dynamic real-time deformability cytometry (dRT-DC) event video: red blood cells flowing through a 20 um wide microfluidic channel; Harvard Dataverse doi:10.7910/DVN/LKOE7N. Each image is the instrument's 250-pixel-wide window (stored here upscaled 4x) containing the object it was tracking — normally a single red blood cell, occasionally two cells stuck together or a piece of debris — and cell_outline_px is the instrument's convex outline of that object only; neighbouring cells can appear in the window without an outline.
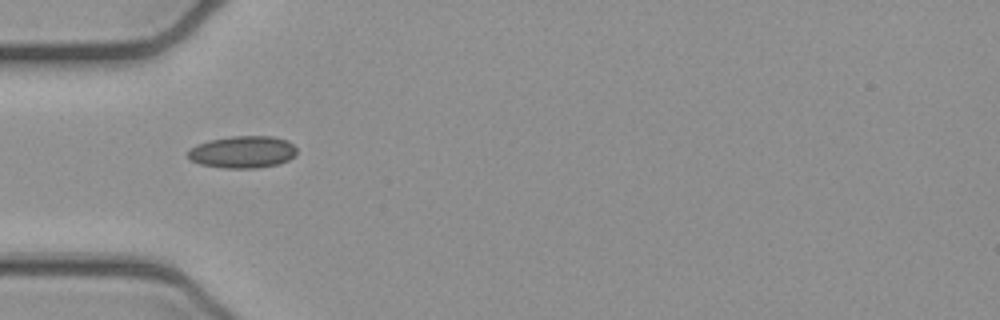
{"species": "common noctule bat (a hibernating species)", "species_latin": "Nyctalus noctula", "temperature_condition": "cold", "stored_images_in_passage": 5, "camera_frame_rate_fps": 3000, "um_per_image_px": 0.085, "animal": {"sex": "female", "body_mass_g": 21.9}, "frame": {"image": 1, "passage_image": 2, "time_ms": 0.333, "image_size_px": [1000, 320], "cell_outline_px": [[296, 152], [288, 160], [280, 164], [256, 168], [224, 168], [200, 164], [192, 160], [188, 156], [188, 148], [196, 144], [208, 140], [232, 136], [272, 136], [288, 140], [296, 148]], "centroid_in_image_um": [20.61, 12.91], "position_along_channel_um": 64.4, "area_um2": 20.46}}
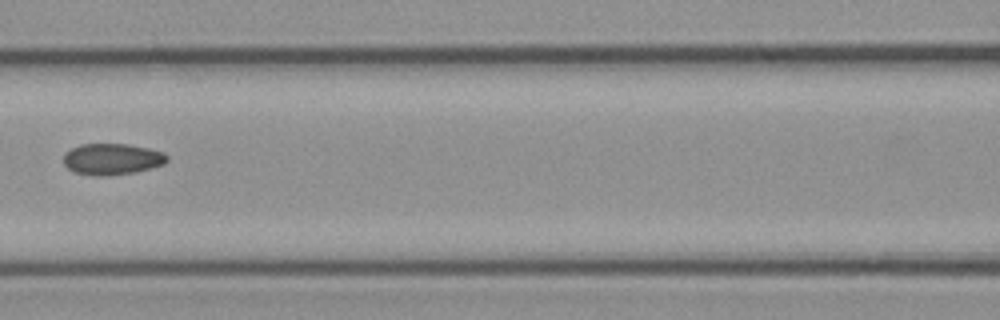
{"frame": {"image": 2, "passage_image": 4, "time_ms": 1.0, "image_size_px": [1000, 320], "cell_outline_px": [[168, 160], [164, 164], [136, 172], [100, 176], [96, 176], [76, 172], [68, 168], [64, 164], [64, 152], [80, 144], [128, 144], [148, 148], [164, 152], [168, 156]], "centroid_in_image_um": [9.53, 13.51], "position_along_channel_um": 157.1, "area_um2": 18.84}}
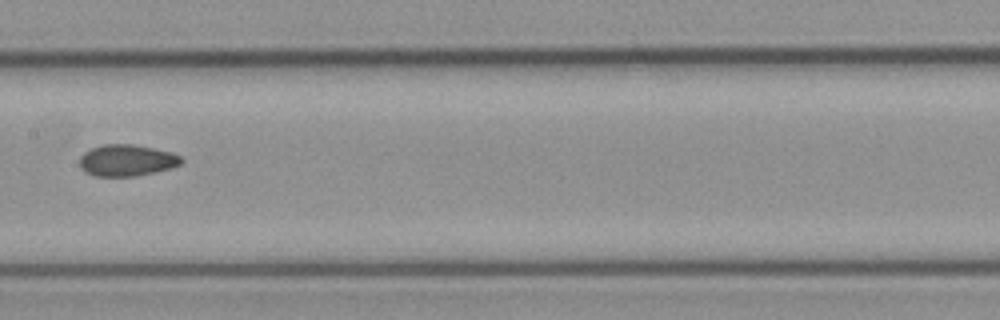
{"frame": {"image": 3, "passage_image": 5, "time_ms": 1.333, "image_size_px": [1000, 320], "cell_outline_px": [[184, 160], [180, 164], [172, 168], [156, 172], [136, 176], [92, 176], [84, 172], [80, 168], [80, 156], [84, 152], [92, 148], [104, 144], [132, 144], [172, 152], [180, 156]], "centroid_in_image_um": [10.77, 13.64], "position_along_channel_um": 196.6, "area_um2": 18.84}}